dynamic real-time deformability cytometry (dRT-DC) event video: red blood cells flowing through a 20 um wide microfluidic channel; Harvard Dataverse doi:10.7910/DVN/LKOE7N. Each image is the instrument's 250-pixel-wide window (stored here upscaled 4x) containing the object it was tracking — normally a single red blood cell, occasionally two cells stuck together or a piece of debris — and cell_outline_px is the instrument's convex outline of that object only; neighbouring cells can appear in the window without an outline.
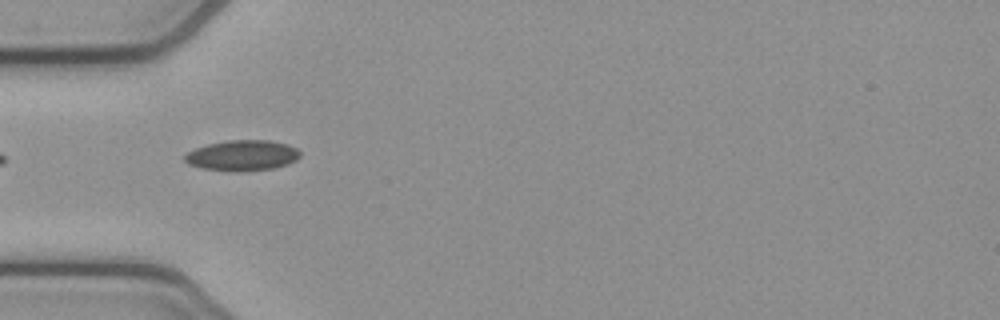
{"species": "common noctule bat (a hibernating species)", "species_latin": "Nyctalus noctula", "temperature_condition": "cold", "stored_images_in_passage": 6, "camera_frame_rate_fps": 3000, "um_per_image_px": 0.085, "animal": {"sex": "female", "body_mass_g": 21.9}, "frame": {"image": 1, "passage_image": 4, "time_ms": 1.0, "image_size_px": [1000, 320], "cell_outline_px": [[300, 156], [296, 160], [288, 164], [272, 168], [240, 172], [236, 172], [200, 168], [188, 164], [184, 160], [184, 156], [188, 152], [196, 148], [208, 144], [228, 140], [268, 140], [288, 144], [296, 148], [300, 152]], "centroid_in_image_um": [20.59, 13.22], "position_along_channel_um": 64.4, "area_um2": 20.63}}
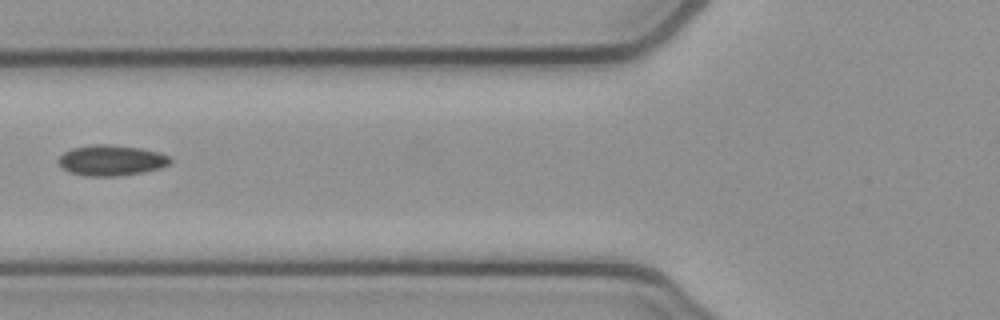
{"frame": {"image": 2, "passage_image": 5, "time_ms": 1.333, "image_size_px": [1000, 320], "cell_outline_px": [[172, 160], [168, 164], [160, 168], [120, 176], [84, 176], [68, 172], [60, 168], [60, 156], [64, 152], [72, 148], [92, 144], [108, 144], [140, 148], [160, 152], [168, 156]], "centroid_in_image_um": [9.43, 13.63], "position_along_channel_um": 116.4, "area_um2": 19.94}}
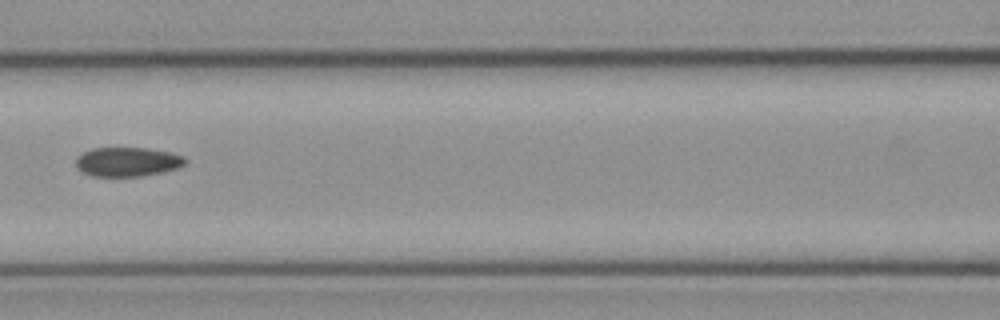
{"frame": {"image": 3, "passage_image": 6, "time_ms": 1.667, "image_size_px": [1000, 320], "cell_outline_px": [[188, 160], [184, 164], [176, 168], [160, 172], [140, 176], [92, 176], [76, 168], [76, 156], [92, 148], [144, 148], [168, 152], [184, 156]], "centroid_in_image_um": [10.8, 13.75], "position_along_channel_um": 155.8, "area_um2": 18.44}}